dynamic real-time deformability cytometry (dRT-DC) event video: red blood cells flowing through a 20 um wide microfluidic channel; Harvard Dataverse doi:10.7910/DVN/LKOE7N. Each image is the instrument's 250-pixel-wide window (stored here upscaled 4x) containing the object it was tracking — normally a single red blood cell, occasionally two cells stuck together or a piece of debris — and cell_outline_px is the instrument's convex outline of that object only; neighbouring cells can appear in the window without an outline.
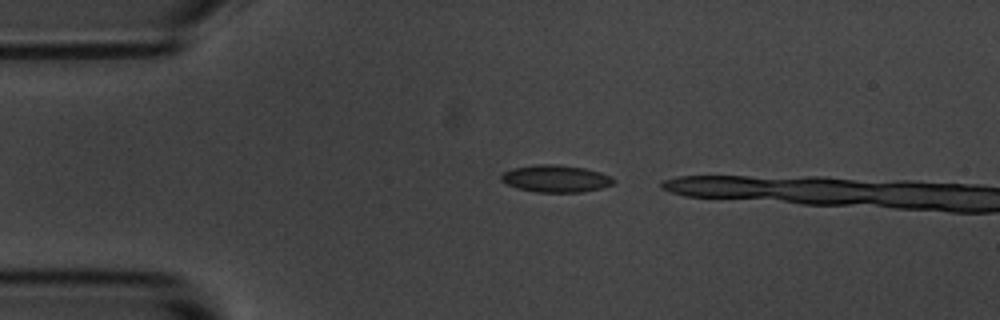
{"species": "common noctule bat (a hibernating species)", "species_latin": "Nyctalus noctula", "temperature_condition": "room temperature", "stored_images_in_passage": 2, "camera_frame_rate_fps": 3000, "um_per_image_px": 0.085, "animal": {"sex": "male", "body_mass_g": 20.1, "forearm_length_mm": 53.5}, "frame": {"image": 1, "passage_image": 1, "time_ms": 0.0, "image_size_px": [1000, 320], "cell_outline_px": [[616, 180], [612, 184], [600, 188], [584, 192], [536, 192], [516, 188], [500, 180], [500, 176], [504, 172], [512, 168], [536, 164], [560, 164], [584, 168], [600, 172], [612, 176]], "centroid_in_image_um": [47.24, 15.17], "position_along_channel_um": 37.8, "area_um2": 17.92}}